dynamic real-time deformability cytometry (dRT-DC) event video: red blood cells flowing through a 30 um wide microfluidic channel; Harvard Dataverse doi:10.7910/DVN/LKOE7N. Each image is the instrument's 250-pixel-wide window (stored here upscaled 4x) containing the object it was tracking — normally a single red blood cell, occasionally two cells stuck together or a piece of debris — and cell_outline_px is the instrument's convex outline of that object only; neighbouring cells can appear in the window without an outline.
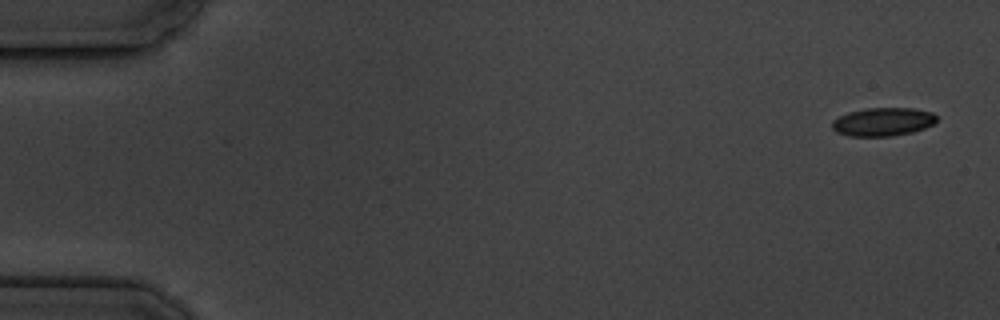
{"species": "common noctule bat (a hibernating species)", "species_latin": "Nyctalus noctula", "temperature_condition": "cold", "stored_images_in_passage": 5, "camera_frame_rate_fps": 3000, "um_per_image_px": 0.085, "animal": {"sex": "male", "body_mass_g": 19.5, "forearm_length_mm": 54.6}, "frame": {"image": 1, "passage_image": 1, "time_ms": 0.0, "image_size_px": [1000, 320], "cell_outline_px": [[936, 120], [932, 124], [924, 128], [912, 132], [892, 136], [848, 136], [836, 132], [832, 128], [832, 120], [848, 112], [864, 108], [912, 108], [932, 112], [936, 116]], "centroid_in_image_um": [75.02, 10.35], "position_along_channel_um": 10.0, "area_um2": 17.28}}
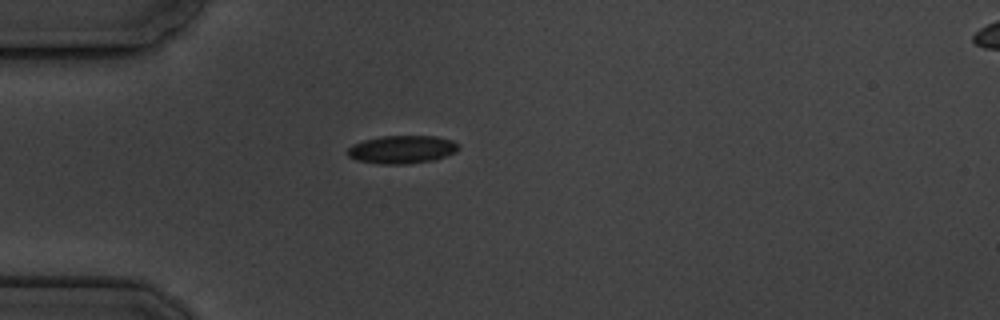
{"frame": {"image": 2, "passage_image": 5, "time_ms": 4.667, "image_size_px": [1000, 320], "cell_outline_px": [[460, 148], [456, 152], [432, 160], [404, 164], [380, 164], [356, 160], [348, 156], [344, 152], [352, 144], [364, 140], [380, 136], [436, 136], [452, 140], [460, 144]], "centroid_in_image_um": [34.14, 12.7], "position_along_channel_um": 50.9, "area_um2": 18.26}}